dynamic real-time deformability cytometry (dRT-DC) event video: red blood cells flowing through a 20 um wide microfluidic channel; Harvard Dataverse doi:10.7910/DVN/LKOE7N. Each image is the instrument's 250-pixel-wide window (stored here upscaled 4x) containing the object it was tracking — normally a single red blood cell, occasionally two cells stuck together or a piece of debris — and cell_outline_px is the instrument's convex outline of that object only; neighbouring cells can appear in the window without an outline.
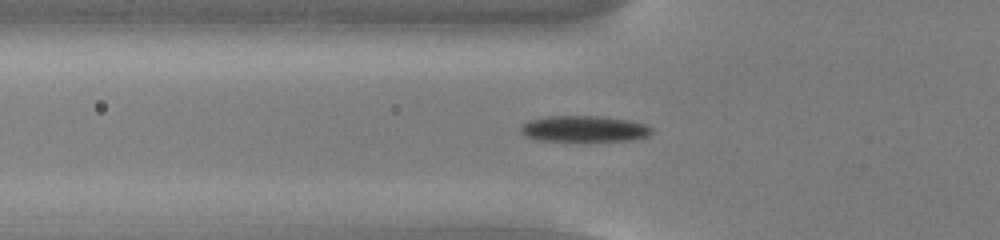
{"species": "common noctule bat (a hibernating species)", "species_latin": "Nyctalus noctula", "temperature_condition": "cold", "stored_images_in_passage": 56, "camera_frame_rate_fps": 3000, "um_per_image_px": 0.085, "animal": {"sex": "male", "body_mass_g": 13.0, "forearm_length_mm": 53.1}, "frame": {"image": 1, "passage_image": 20, "time_ms": 6.333, "image_size_px": [1000, 240], "cell_outline_px": [[652, 132], [648, 136], [632, 140], [536, 140], [524, 136], [520, 132], [520, 128], [528, 120], [548, 116], [600, 116], [628, 120], [644, 124], [652, 128]], "centroid_in_image_um": [49.62, 10.94], "position_along_channel_um": 76.2, "area_um2": 19.71}}
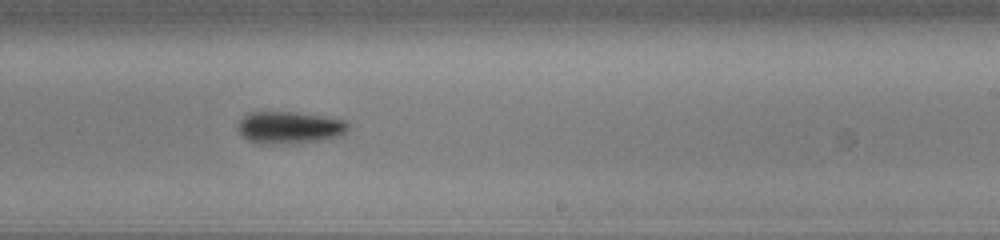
{"frame": {"image": 2, "passage_image": 35, "time_ms": 11.333, "image_size_px": [1000, 240], "cell_outline_px": [[348, 128], [340, 136], [320, 140], [296, 144], [256, 144], [248, 140], [236, 128], [236, 124], [248, 112], [296, 112], [324, 116], [344, 120], [348, 124]], "centroid_in_image_um": [24.56, 10.85], "position_along_channel_um": 264.4, "area_um2": 20.92}}
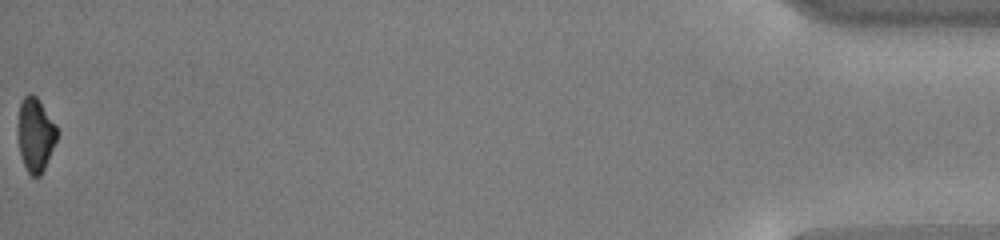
{"frame": {"image": 3, "passage_image": 56, "time_ms": 18.333, "image_size_px": [1000, 240], "cell_outline_px": [[60, 132], [44, 168], [40, 176], [32, 176], [28, 172], [24, 164], [20, 152], [16, 132], [16, 124], [20, 100], [28, 92], [32, 92], [36, 96], [56, 124]], "centroid_in_image_um": [2.99, 11.38], "position_along_channel_um": 432.2, "area_um2": 17.28}, "authors_computed_cell_mechanics": {"area_um2": 18.5538, "velocity_mm_per_s": 3.7631, "shape_relaxation_time_tau1_ms": 2.4973, "shape_relaxation_time_tau2_ms": null, "deformation_change_tau1": 0.1281, "deformation_change_tau2": null}}